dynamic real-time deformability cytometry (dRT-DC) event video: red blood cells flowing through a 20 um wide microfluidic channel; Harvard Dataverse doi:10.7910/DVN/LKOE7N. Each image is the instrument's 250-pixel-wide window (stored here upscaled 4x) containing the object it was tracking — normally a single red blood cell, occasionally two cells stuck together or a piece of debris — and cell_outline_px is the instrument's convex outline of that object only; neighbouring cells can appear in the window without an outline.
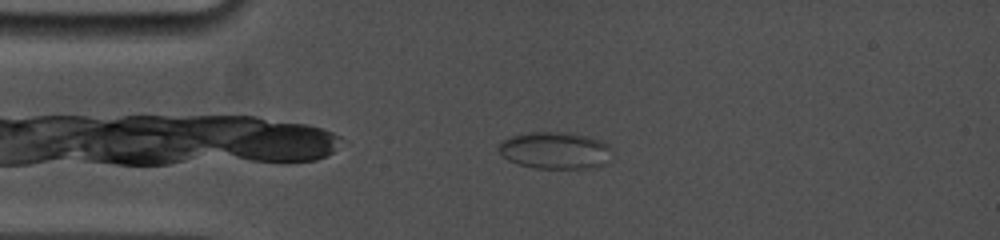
{"species": "common noctule bat (a hibernating species)", "species_latin": "Nyctalus noctula", "temperature_condition": "cold", "stored_images_in_passage": 7, "camera_frame_rate_fps": 5000, "um_per_image_px": 0.085, "animal": {"sex": "female", "body_mass_g": 19.0, "forearm_length_mm": 53.3}, "frame": {"image": 1, "passage_image": 1, "time_ms": 0.0, "image_size_px": [1000, 240], "cell_outline_px": [[612, 148], [604, 164], [596, 168], [536, 168], [520, 164], [508, 160], [496, 148], [504, 140], [512, 136], [532, 132], [564, 132], [588, 136], [604, 140]], "centroid_in_image_um": [47.22, 12.78], "position_along_channel_um": 37.8, "area_um2": 24.33}}
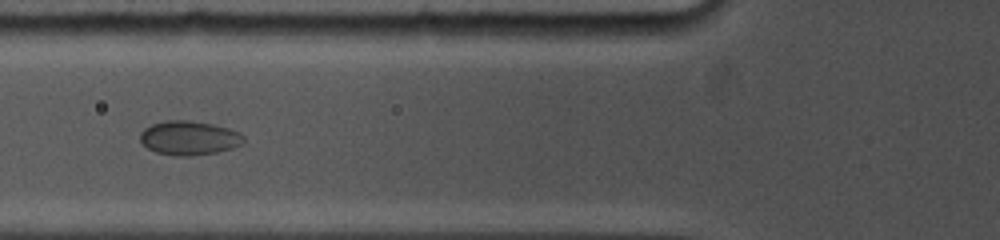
{"frame": {"image": 2, "passage_image": 5, "time_ms": 2.6, "image_size_px": [1000, 240], "cell_outline_px": [[244, 144], [232, 148], [216, 152], [192, 156], [176, 156], [156, 152], [148, 148], [140, 140], [140, 132], [144, 128], [152, 124], [164, 120], [188, 120], [212, 124], [228, 128], [240, 132], [244, 136]], "centroid_in_image_um": [16.08, 11.72], "position_along_channel_um": 109.7, "area_um2": 20.69}}
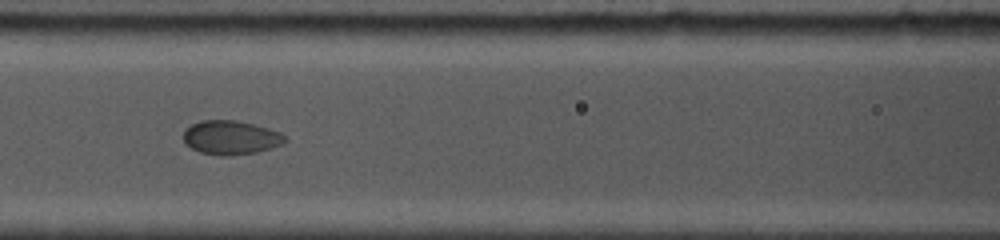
{"frame": {"image": 3, "passage_image": 6, "time_ms": 3.6, "image_size_px": [1000, 240], "cell_outline_px": [[288, 140], [284, 144], [256, 152], [228, 156], [220, 156], [200, 152], [184, 144], [184, 128], [200, 120], [236, 120], [268, 128], [280, 132]], "centroid_in_image_um": [19.6, 11.69], "position_along_channel_um": 147.0, "area_um2": 20.23}}